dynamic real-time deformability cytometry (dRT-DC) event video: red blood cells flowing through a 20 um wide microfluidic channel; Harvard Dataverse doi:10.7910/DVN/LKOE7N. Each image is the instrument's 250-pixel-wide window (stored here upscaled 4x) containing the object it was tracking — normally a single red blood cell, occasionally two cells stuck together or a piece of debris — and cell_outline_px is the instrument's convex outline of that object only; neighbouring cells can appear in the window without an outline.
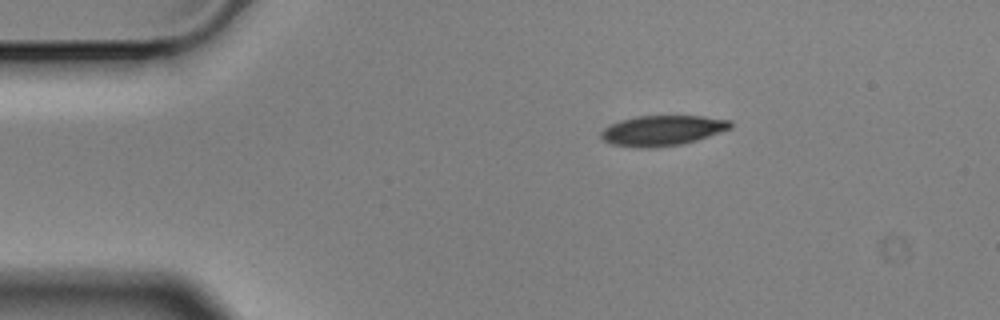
{"species": "Egyptian fruit bat (a non-hibernating species)", "species_latin": "Rousettus aegyptiacus", "temperature_condition": "cold", "stored_images_in_passage": 5, "camera_frame_rate_fps": 3000, "um_per_image_px": 0.085, "animal": {"sex": "male"}, "frame": {"image": 1, "passage_image": 1, "time_ms": 0.0, "image_size_px": [1000, 320], "cell_outline_px": [[732, 128], [696, 140], [680, 144], [652, 148], [636, 148], [612, 144], [604, 140], [600, 136], [600, 132], [604, 128], [612, 124], [636, 116], [704, 116], [732, 120]], "centroid_in_image_um": [56.32, 11.09], "position_along_channel_um": 28.7, "area_um2": 22.72}}
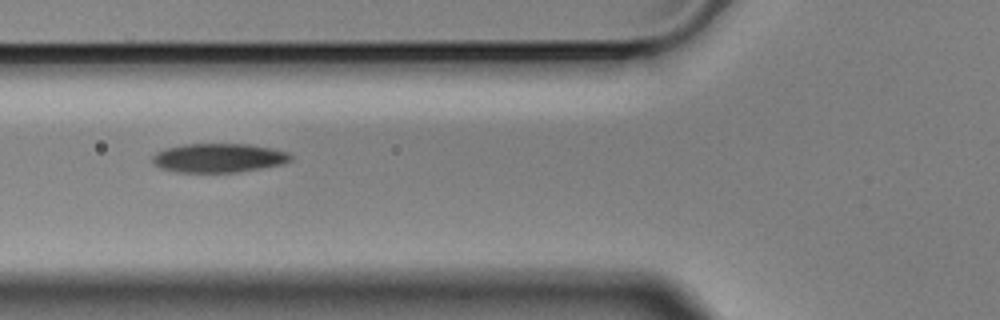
{"frame": {"image": 2, "passage_image": 4, "time_ms": 1.0, "image_size_px": [1000, 320], "cell_outline_px": [[292, 160], [284, 164], [240, 172], [180, 172], [160, 168], [152, 160], [152, 156], [156, 152], [164, 148], [184, 144], [248, 144], [272, 148], [288, 152], [292, 156]], "centroid_in_image_um": [18.61, 13.42], "position_along_channel_um": 107.2, "area_um2": 23.47}}
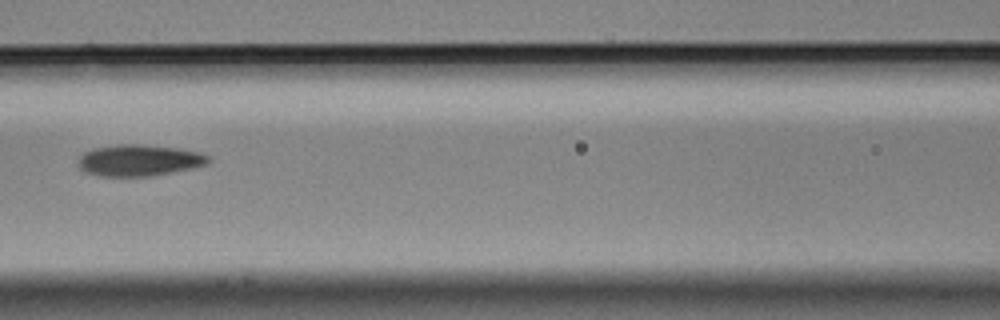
{"frame": {"image": 3, "passage_image": 5, "time_ms": 1.333, "image_size_px": [1000, 320], "cell_outline_px": [[212, 160], [208, 164], [192, 168], [152, 176], [100, 176], [84, 172], [80, 168], [80, 156], [84, 152], [92, 148], [120, 144], [140, 144], [176, 148], [200, 152], [208, 156]], "centroid_in_image_um": [11.84, 13.63], "position_along_channel_um": 154.8, "area_um2": 23.81}}